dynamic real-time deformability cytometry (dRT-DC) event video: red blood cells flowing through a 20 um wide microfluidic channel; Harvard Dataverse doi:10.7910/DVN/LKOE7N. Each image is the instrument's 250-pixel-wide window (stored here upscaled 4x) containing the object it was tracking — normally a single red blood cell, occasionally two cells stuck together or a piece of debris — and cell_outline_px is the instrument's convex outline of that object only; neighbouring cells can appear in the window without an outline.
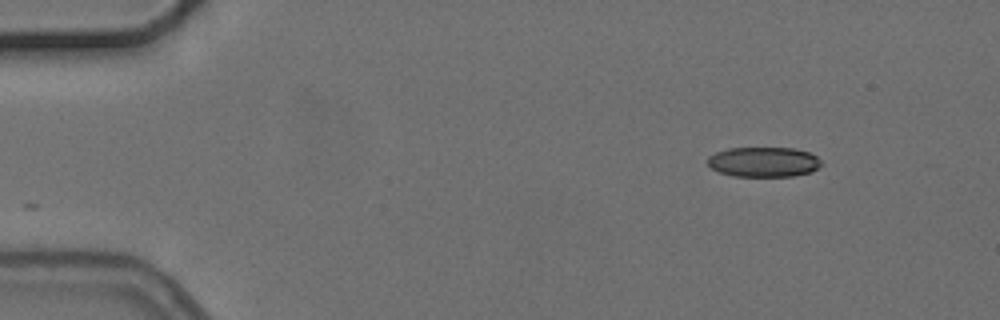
{"species": "common noctule bat (a hibernating species)", "species_latin": "Nyctalus noctula", "temperature_condition": "cold", "stored_images_in_passage": 2, "camera_frame_rate_fps": 3000, "um_per_image_px": 0.085, "animal": {"sex": "female", "body_mass_g": 24.6, "forearm_length_mm": 56.2}, "frame": {"image": 1, "passage_image": 2, "time_ms": 1.333, "image_size_px": [1000, 320], "cell_outline_px": [[824, 164], [812, 172], [792, 176], [732, 176], [720, 172], [712, 168], [708, 164], [708, 156], [716, 152], [728, 148], [792, 148], [808, 152], [816, 156]], "centroid_in_image_um": [64.93, 13.77], "position_along_channel_um": 20.1, "area_um2": 19.88}}